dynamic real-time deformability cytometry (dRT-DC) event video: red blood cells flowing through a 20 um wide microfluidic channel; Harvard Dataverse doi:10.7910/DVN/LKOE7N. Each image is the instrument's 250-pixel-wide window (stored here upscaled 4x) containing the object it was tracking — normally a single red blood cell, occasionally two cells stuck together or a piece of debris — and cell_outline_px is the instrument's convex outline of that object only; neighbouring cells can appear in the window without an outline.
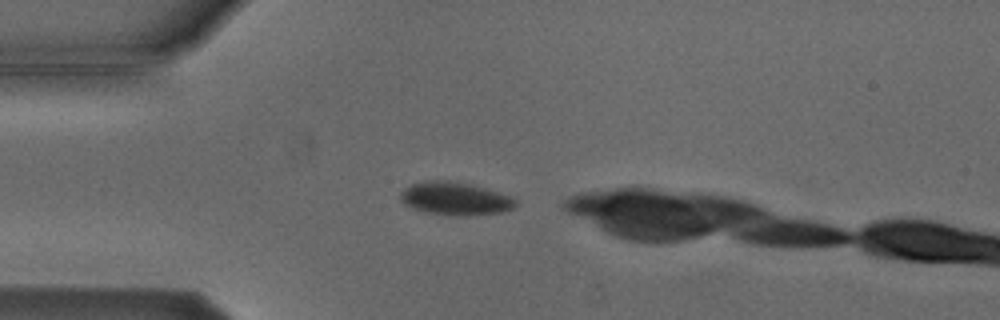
{"species": "Egyptian fruit bat (a non-hibernating species)", "species_latin": "Rousettus aegyptiacus", "temperature_condition": "cold", "stored_images_in_passage": 2, "camera_frame_rate_fps": 3000, "um_per_image_px": 0.085, "animal": {"sex": "male"}, "frame": {"image": 1, "passage_image": 1, "time_ms": 0.0, "image_size_px": [1000, 320], "cell_outline_px": [[516, 204], [512, 208], [500, 212], [468, 216], [452, 216], [424, 212], [412, 208], [404, 204], [400, 200], [400, 192], [404, 188], [412, 184], [424, 180], [448, 180], [468, 184], [484, 188], [512, 196], [516, 200]], "centroid_in_image_um": [38.64, 16.89], "position_along_channel_um": 46.4, "area_um2": 22.25}}